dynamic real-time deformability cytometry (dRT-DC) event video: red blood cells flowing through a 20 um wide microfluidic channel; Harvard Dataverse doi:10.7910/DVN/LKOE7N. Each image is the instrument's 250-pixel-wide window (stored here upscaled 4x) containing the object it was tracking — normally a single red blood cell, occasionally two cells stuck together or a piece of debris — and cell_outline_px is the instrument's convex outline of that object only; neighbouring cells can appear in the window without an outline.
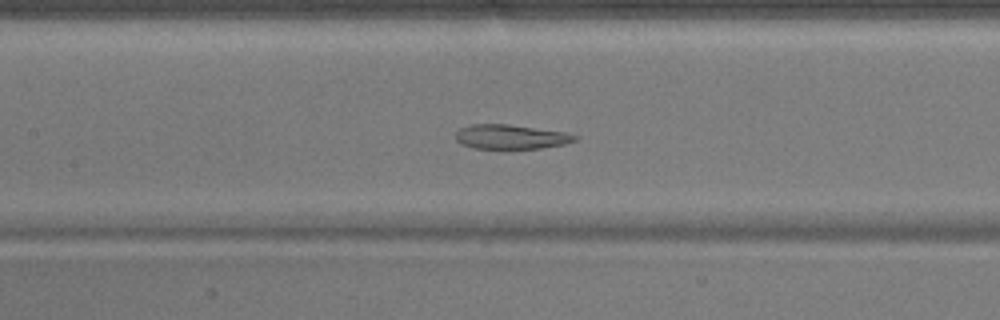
{"species": "common noctule bat (a hibernating species)", "species_latin": "Nyctalus noctula", "temperature_condition": "warm", "stored_images_in_passage": 51, "camera_frame_rate_fps": 3000, "um_per_image_px": 0.085, "animal": {"sex": "male", "body_mass_g": 17.9}, "frame": {"image": 1, "passage_image": 23, "time_ms": 7.333, "image_size_px": [1000, 320], "cell_outline_px": [[580, 136], [576, 140], [564, 144], [540, 148], [472, 148], [460, 144], [456, 140], [456, 132], [460, 128], [472, 124], [508, 124], [564, 132]], "centroid_in_image_um": [43.4, 11.62], "position_along_channel_um": 164.0, "area_um2": 16.88}}
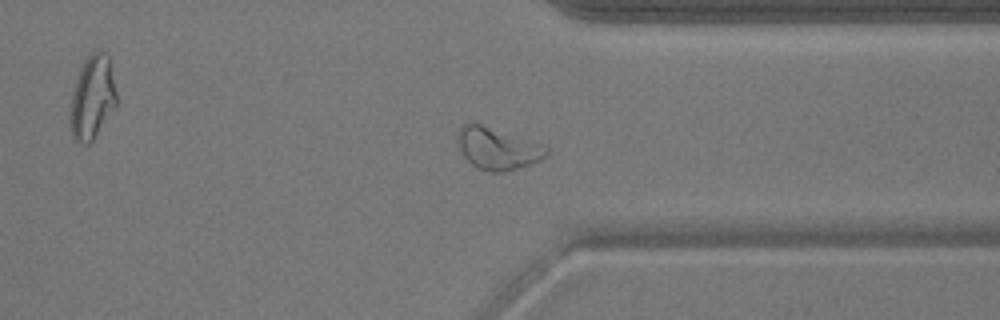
{"frame": {"image": 2, "passage_image": 39, "time_ms": 12.667, "image_size_px": [1000, 320], "cell_outline_px": [[548, 152], [540, 160], [504, 172], [492, 172], [480, 168], [472, 164], [464, 156], [456, 140], [456, 136], [460, 124], [480, 124], [544, 144], [548, 148]], "centroid_in_image_um": [42.27, 12.61], "position_along_channel_um": 369.1, "area_um2": 21.39}}
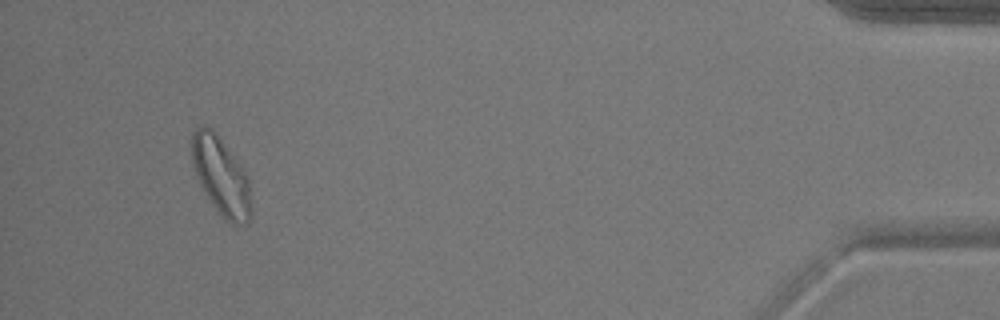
{"frame": {"image": 3, "passage_image": 48, "time_ms": 15.667, "image_size_px": [1000, 320], "cell_outline_px": [[252, 216], [244, 224], [232, 224], [224, 220], [200, 184], [192, 160], [192, 132], [200, 124], [212, 128], [244, 168], [248, 180], [252, 212]], "centroid_in_image_um": [18.81, 14.96], "position_along_channel_um": 416.4, "area_um2": 26.7}, "authors_computed_cell_mechanics": {"area_um2": 22.4264, "velocity_mm_per_s": 3.8758, "shape_relaxation_time_tau1_ms": null, "shape_relaxation_time_tau2_ms": 2.0514, "deformation_change_tau1": null, "deformation_change_tau2": 0.0807}}